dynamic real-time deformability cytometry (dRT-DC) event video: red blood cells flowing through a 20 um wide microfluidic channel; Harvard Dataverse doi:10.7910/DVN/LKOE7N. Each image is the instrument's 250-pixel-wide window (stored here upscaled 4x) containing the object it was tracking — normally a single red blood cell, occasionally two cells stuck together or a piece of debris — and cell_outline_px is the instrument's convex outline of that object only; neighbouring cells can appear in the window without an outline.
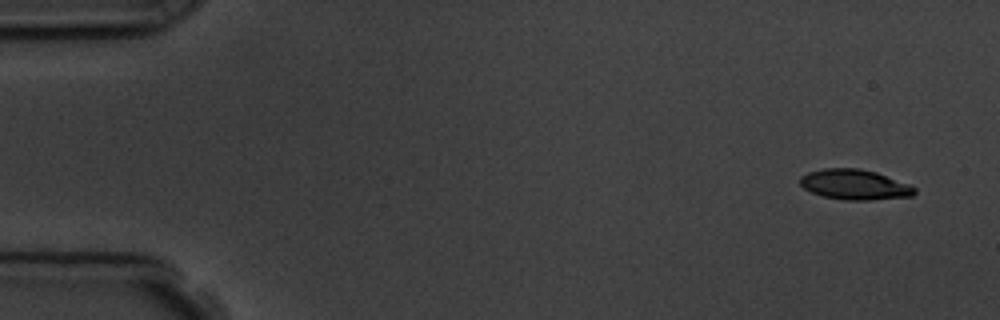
{"species": "common noctule bat (a hibernating species)", "species_latin": "Nyctalus noctula", "temperature_condition": "room temperature", "stored_images_in_passage": 3, "camera_frame_rate_fps": 3000, "um_per_image_px": 0.085, "animal": {"sex": "male", "body_mass_g": 19.5, "forearm_length_mm": 54.6}, "frame": {"image": 1, "passage_image": 1, "time_ms": 0.0, "image_size_px": [1000, 320], "cell_outline_px": [[916, 192], [912, 196], [868, 200], [844, 200], [824, 196], [812, 192], [804, 188], [800, 184], [800, 176], [808, 172], [824, 168], [860, 168], [876, 172], [908, 184], [916, 188]], "centroid_in_image_um": [72.63, 15.68], "position_along_channel_um": 12.4, "area_um2": 20.06}}